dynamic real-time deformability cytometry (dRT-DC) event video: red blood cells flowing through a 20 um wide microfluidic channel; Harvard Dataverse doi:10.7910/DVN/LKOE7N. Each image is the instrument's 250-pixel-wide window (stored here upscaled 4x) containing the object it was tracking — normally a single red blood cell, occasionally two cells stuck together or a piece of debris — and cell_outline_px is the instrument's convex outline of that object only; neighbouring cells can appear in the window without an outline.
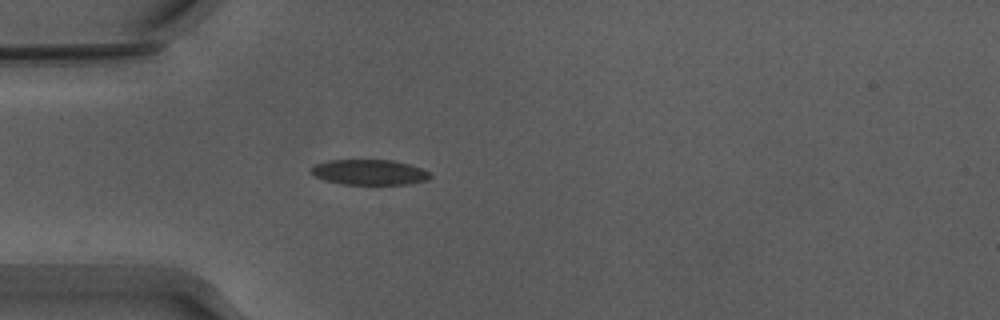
{"species": "Egyptian fruit bat (a non-hibernating species)", "species_latin": "Rousettus aegyptiacus", "temperature_condition": "warm", "stored_images_in_passage": 35, "camera_frame_rate_fps": 3000, "um_per_image_px": 0.085, "animal": {"sex": "male"}, "frame": {"image": 1, "passage_image": 1, "time_ms": 0.0, "image_size_px": [1000, 320], "cell_outline_px": [[432, 176], [428, 180], [412, 184], [340, 184], [324, 180], [312, 176], [308, 172], [316, 164], [328, 160], [392, 160], [408, 164], [432, 172]], "centroid_in_image_um": [31.39, 14.65], "position_along_channel_um": 53.6, "area_um2": 17.8}}
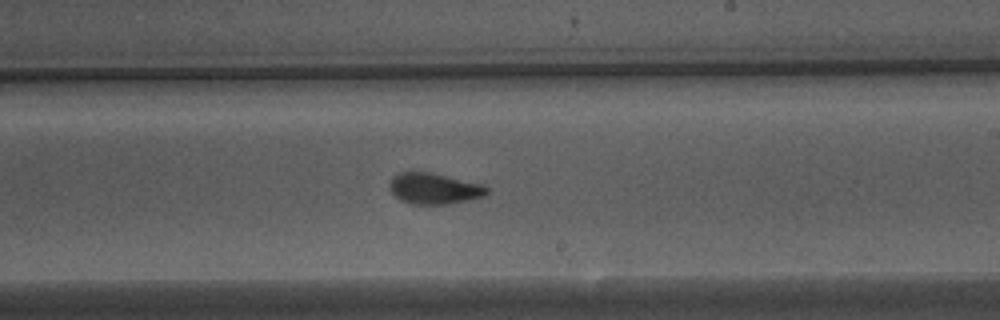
{"frame": {"image": 2, "passage_image": 17, "time_ms": 5.333, "image_size_px": [1000, 320], "cell_outline_px": [[492, 188], [484, 196], [448, 204], [412, 204], [400, 200], [388, 188], [388, 184], [392, 176], [400, 172], [432, 172], [484, 184]], "centroid_in_image_um": [36.91, 16.01], "position_along_channel_um": 252.1, "area_um2": 17.86}}
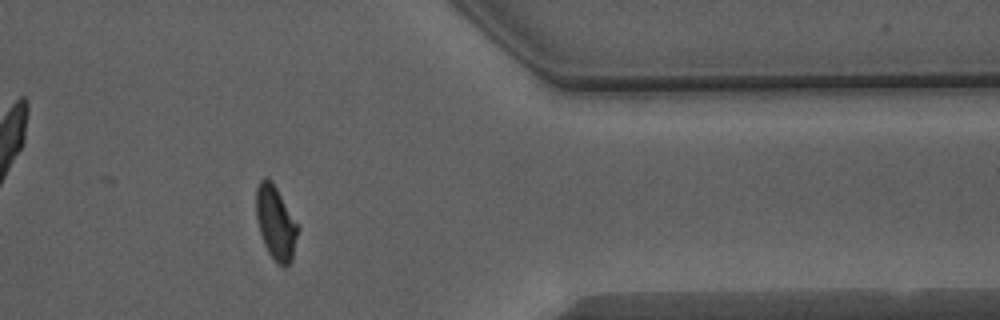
{"frame": {"image": 3, "passage_image": 29, "time_ms": 9.333, "image_size_px": [1000, 320], "cell_outline_px": [[300, 228], [292, 260], [284, 268], [276, 264], [268, 252], [264, 244], [260, 232], [256, 216], [256, 188], [260, 180], [264, 176], [272, 180]], "centroid_in_image_um": [23.44, 18.96], "position_along_channel_um": 388.0, "area_um2": 18.15}, "authors_computed_cell_mechanics": {"area_um2": 17.8602, "velocity_mm_per_s": 3.8648, "shape_relaxation_time_tau1_ms": 5.7738, "shape_relaxation_time_tau2_ms": 1.3973, "deformation_change_tau1": 0.1875, "deformation_change_tau2": 0.0747}}